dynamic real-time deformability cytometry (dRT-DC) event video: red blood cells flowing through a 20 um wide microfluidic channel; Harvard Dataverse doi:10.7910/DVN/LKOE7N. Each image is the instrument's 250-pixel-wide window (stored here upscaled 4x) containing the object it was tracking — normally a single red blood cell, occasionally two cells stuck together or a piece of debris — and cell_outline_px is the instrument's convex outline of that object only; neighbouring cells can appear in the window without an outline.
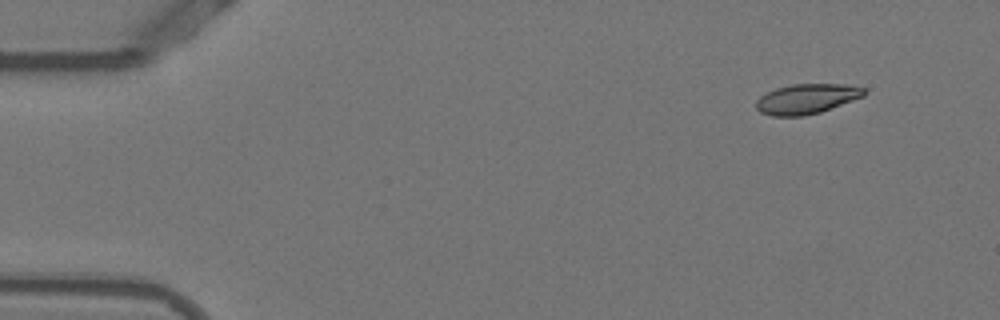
{"species": "Egyptian fruit bat (a non-hibernating species)", "species_latin": "Rousettus aegyptiacus", "temperature_condition": "warm", "stored_images_in_passage": 49, "camera_frame_rate_fps": 3000, "um_per_image_px": 0.085, "animal": {"sex": "female"}, "frame": {"image": 1, "passage_image": 1, "time_ms": 0.0, "image_size_px": [1000, 320], "cell_outline_px": [[868, 92], [864, 96], [820, 112], [804, 116], [772, 116], [760, 112], [756, 108], [756, 100], [760, 96], [776, 88], [792, 84], [844, 84], [864, 88]], "centroid_in_image_um": [68.56, 8.4], "position_along_channel_um": 16.4, "area_um2": 18.84}}
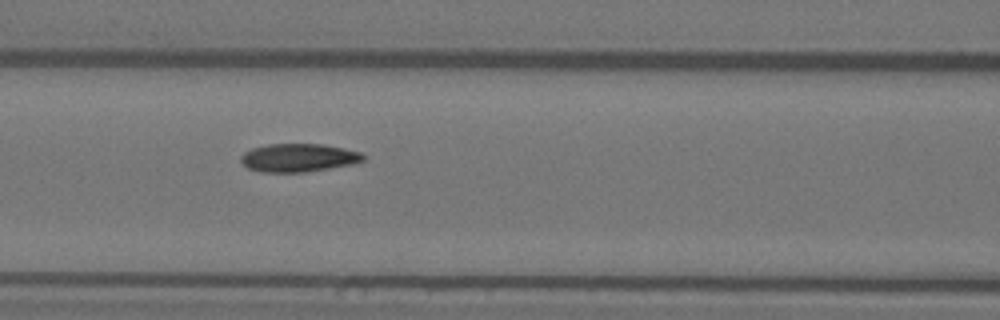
{"frame": {"image": 2, "passage_image": 19, "time_ms": 6.0, "image_size_px": [1000, 320], "cell_outline_px": [[364, 160], [356, 164], [304, 172], [260, 172], [248, 168], [240, 160], [240, 156], [244, 152], [252, 148], [268, 144], [320, 144], [344, 148], [360, 152], [364, 156]], "centroid_in_image_um": [25.37, 13.41], "position_along_channel_um": 141.2, "area_um2": 20.17}}
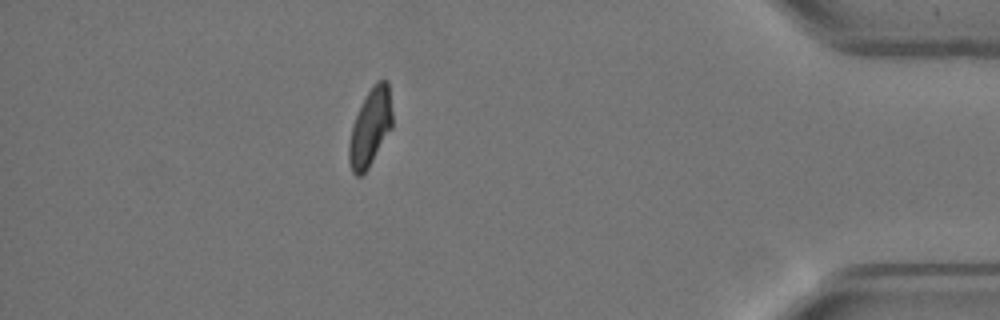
{"frame": {"image": 3, "passage_image": 43, "time_ms": 14.0, "image_size_px": [1000, 320], "cell_outline_px": [[392, 128], [368, 168], [360, 176], [356, 176], [352, 172], [348, 160], [348, 144], [352, 128], [356, 116], [368, 92], [376, 80], [388, 80], [392, 112]], "centroid_in_image_um": [31.48, 10.84], "position_along_channel_um": 403.7, "area_um2": 19.36}, "authors_computed_cell_mechanics": {"area_um2": 20.0566, "velocity_mm_per_s": 3.8379, "shape_relaxation_time_tau1_ms": 4.0314, "shape_relaxation_time_tau2_ms": 2.0588, "deformation_change_tau1": 0.1722, "deformation_change_tau2": 0.076}}